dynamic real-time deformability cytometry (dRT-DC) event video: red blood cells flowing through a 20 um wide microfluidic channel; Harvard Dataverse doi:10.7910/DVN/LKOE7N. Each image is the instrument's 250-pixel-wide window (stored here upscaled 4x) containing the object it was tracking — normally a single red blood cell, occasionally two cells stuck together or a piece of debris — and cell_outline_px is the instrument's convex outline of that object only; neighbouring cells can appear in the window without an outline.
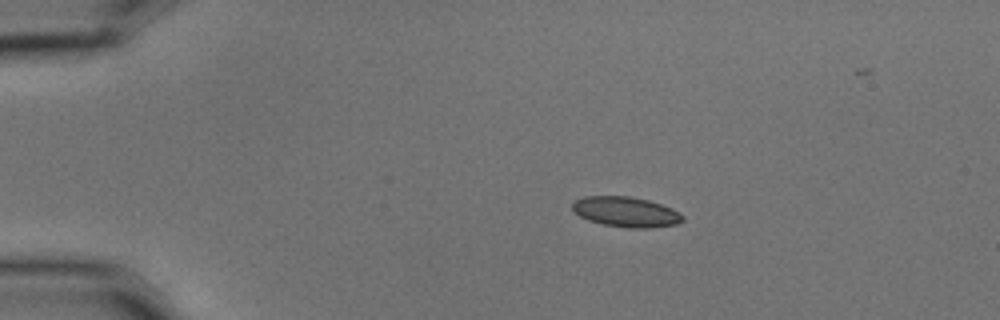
{"species": "common noctule bat (a hibernating species)", "species_latin": "Nyctalus noctula", "temperature_condition": "cold", "stored_images_in_passage": 13, "camera_frame_rate_fps": 3000, "um_per_image_px": 0.085, "animal": {"sex": "male", "body_mass_g": 15.6}, "frame": {"image": 1, "passage_image": 1, "time_ms": 0.0, "image_size_px": [1000, 320], "cell_outline_px": [[684, 220], [676, 224], [652, 228], [628, 228], [604, 224], [588, 220], [572, 212], [572, 200], [584, 196], [628, 196], [648, 200], [672, 208], [680, 212], [684, 216]], "centroid_in_image_um": [53.18, 18.01], "position_along_channel_um": 31.8, "area_um2": 19.59}}
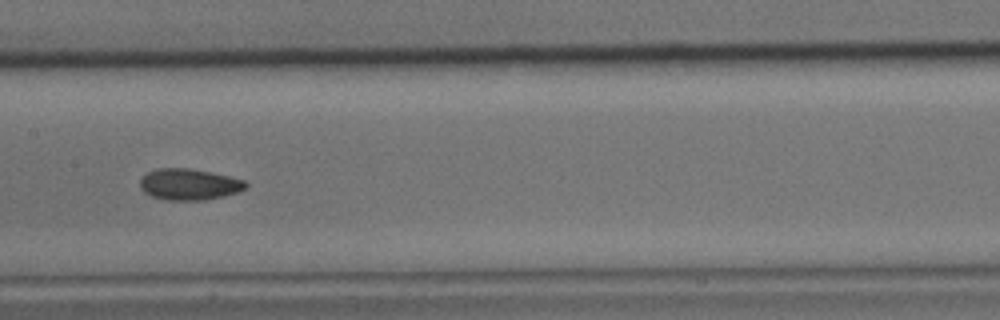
{"frame": {"image": 2, "passage_image": 6, "time_ms": 1.667, "image_size_px": [1000, 320], "cell_outline_px": [[248, 184], [240, 192], [224, 196], [204, 200], [168, 200], [152, 196], [144, 192], [140, 188], [140, 180], [148, 172], [156, 168], [188, 168], [212, 172], [244, 180]], "centroid_in_image_um": [16.08, 15.67], "position_along_channel_um": 191.3, "area_um2": 19.25}}
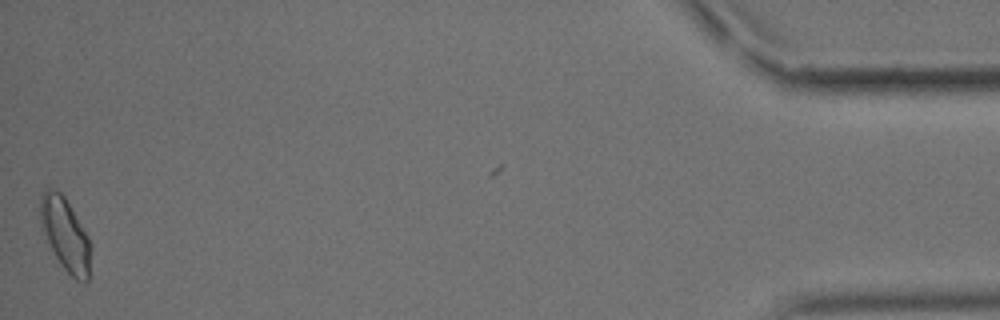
{"frame": {"image": 3, "passage_image": 13, "time_ms": 4.0, "image_size_px": [1000, 320], "cell_outline_px": [[88, 280], [84, 284], [76, 280], [60, 264], [40, 224], [40, 196], [44, 188], [56, 188], [64, 196], [88, 236]], "centroid_in_image_um": [5.5, 19.86], "position_along_channel_um": 429.7, "area_um2": 20.75}}